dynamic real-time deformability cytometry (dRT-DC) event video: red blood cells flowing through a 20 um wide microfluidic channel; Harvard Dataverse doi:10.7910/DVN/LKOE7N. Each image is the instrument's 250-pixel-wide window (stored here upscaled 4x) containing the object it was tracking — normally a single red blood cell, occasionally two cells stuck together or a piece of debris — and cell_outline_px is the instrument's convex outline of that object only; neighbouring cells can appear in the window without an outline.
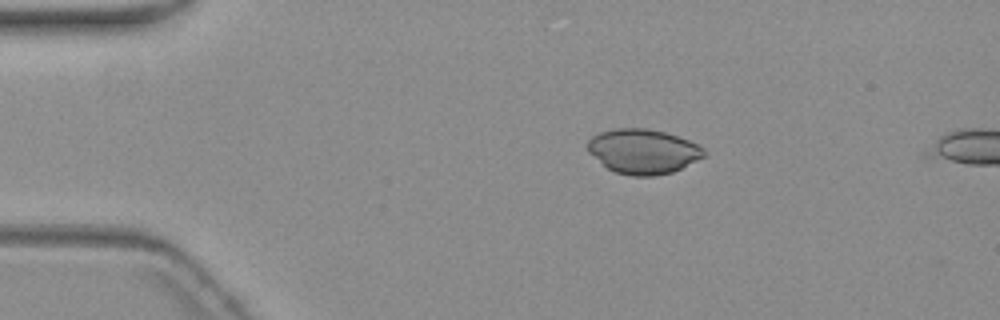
{"species": "common noctule bat (a hibernating species)", "species_latin": "Nyctalus noctula", "temperature_condition": "warm", "stored_images_in_passage": 3, "camera_frame_rate_fps": 3000, "um_per_image_px": 0.085, "animal": {"sex": "female", "body_mass_g": 19.3, "forearm_length_mm": 54.1}, "frame": {"image": 1, "passage_image": 1, "time_ms": 0.0, "image_size_px": [1000, 320], "cell_outline_px": [[704, 156], [672, 172], [656, 176], [632, 176], [616, 172], [608, 168], [588, 152], [588, 140], [592, 136], [600, 132], [616, 128], [648, 128], [664, 132], [688, 140], [704, 148]], "centroid_in_image_um": [54.64, 12.86], "position_along_channel_um": 30.4, "area_um2": 30.0}}